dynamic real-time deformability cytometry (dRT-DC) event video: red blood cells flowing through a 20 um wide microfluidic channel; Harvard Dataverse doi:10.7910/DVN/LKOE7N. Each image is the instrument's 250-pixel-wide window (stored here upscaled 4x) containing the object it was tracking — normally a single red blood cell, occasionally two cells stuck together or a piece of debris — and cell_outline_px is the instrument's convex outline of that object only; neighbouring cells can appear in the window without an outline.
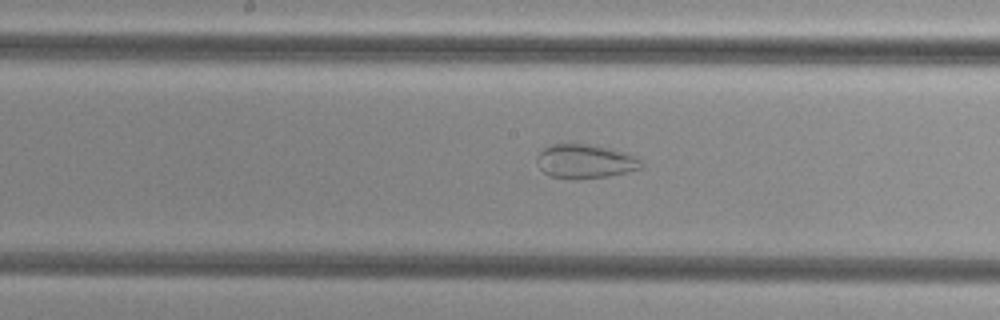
{"species": "common noctule bat (a hibernating species)", "species_latin": "Nyctalus noctula", "temperature_condition": "cold", "stored_images_in_passage": 51, "camera_frame_rate_fps": 3000, "um_per_image_px": 0.085, "animal": {"sex": "female", "body_mass_g": 29.2, "forearm_length_mm": 56.3}, "frame": {"image": 1, "passage_image": 26, "time_ms": 8.333, "image_size_px": [1000, 320], "cell_outline_px": [[644, 168], [628, 172], [608, 176], [576, 180], [568, 180], [548, 176], [540, 168], [536, 160], [536, 156], [544, 148], [552, 144], [592, 144], [612, 148], [636, 156], [644, 164]], "centroid_in_image_um": [49.75, 13.73], "position_along_channel_um": 198.4, "area_um2": 21.21}}
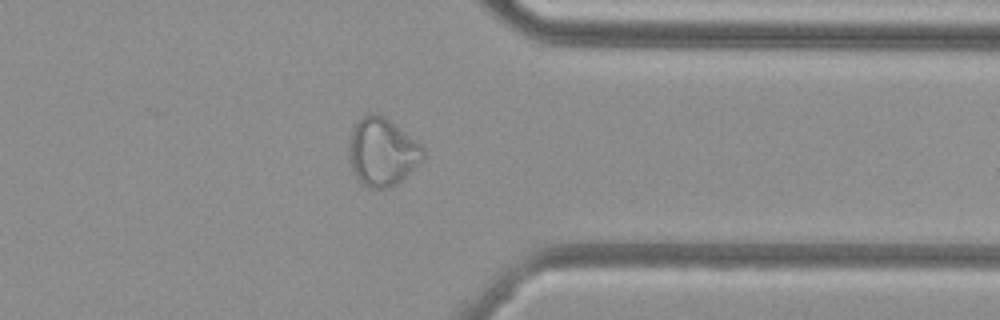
{"frame": {"image": 2, "passage_image": 40, "time_ms": 13.0, "image_size_px": [1000, 320], "cell_outline_px": [[424, 156], [400, 180], [388, 188], [368, 188], [356, 176], [352, 168], [348, 156], [348, 144], [352, 128], [364, 116], [372, 112], [376, 112], [384, 116], [416, 140], [424, 148]], "centroid_in_image_um": [32.45, 12.88], "position_along_channel_um": 379.0, "area_um2": 28.84}}
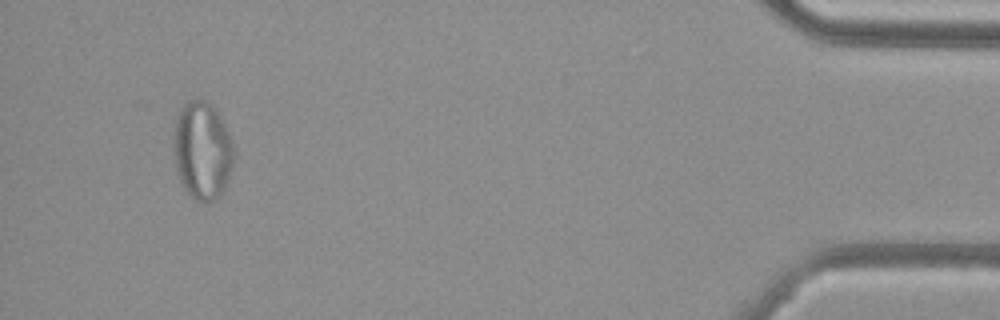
{"frame": {"image": 3, "passage_image": 48, "time_ms": 15.667, "image_size_px": [1000, 320], "cell_outline_px": [[232, 168], [224, 192], [208, 204], [204, 204], [196, 200], [180, 184], [176, 168], [176, 116], [180, 108], [188, 100], [208, 100], [216, 108], [224, 120], [232, 140]], "centroid_in_image_um": [17.24, 12.8], "position_along_channel_um": 418.0, "area_um2": 34.33}}